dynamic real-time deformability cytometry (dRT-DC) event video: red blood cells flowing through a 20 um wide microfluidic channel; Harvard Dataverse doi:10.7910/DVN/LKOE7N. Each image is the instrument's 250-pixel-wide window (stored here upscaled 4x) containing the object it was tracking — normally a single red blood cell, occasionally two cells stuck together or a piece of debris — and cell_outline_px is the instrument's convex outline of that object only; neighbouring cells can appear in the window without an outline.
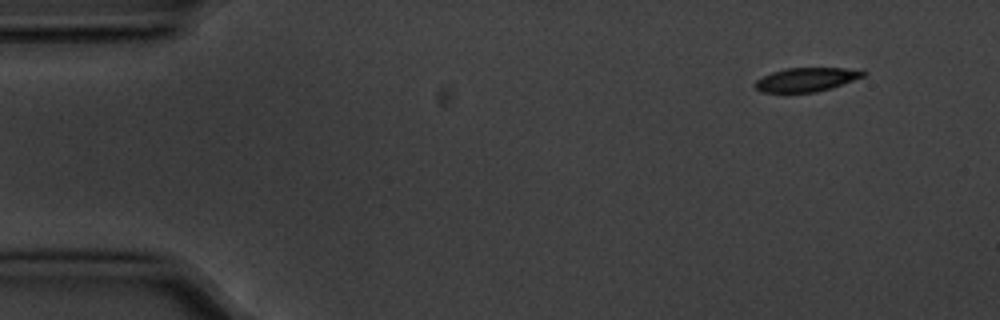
{"species": "common noctule bat (a hibernating species)", "species_latin": "Nyctalus noctula", "temperature_condition": "cold", "stored_images_in_passage": 4, "camera_frame_rate_fps": 3000, "um_per_image_px": 0.085, "animal": {"sex": "male", "body_mass_g": 20.1, "forearm_length_mm": 53.5}, "frame": {"image": 1, "passage_image": 4, "time_ms": 1.0, "image_size_px": [1000, 320], "cell_outline_px": [[868, 72], [864, 76], [832, 88], [816, 92], [760, 92], [752, 84], [756, 80], [772, 72], [784, 68], [864, 68]], "centroid_in_image_um": [68.59, 6.75], "position_along_channel_um": 16.4, "area_um2": 15.26}}